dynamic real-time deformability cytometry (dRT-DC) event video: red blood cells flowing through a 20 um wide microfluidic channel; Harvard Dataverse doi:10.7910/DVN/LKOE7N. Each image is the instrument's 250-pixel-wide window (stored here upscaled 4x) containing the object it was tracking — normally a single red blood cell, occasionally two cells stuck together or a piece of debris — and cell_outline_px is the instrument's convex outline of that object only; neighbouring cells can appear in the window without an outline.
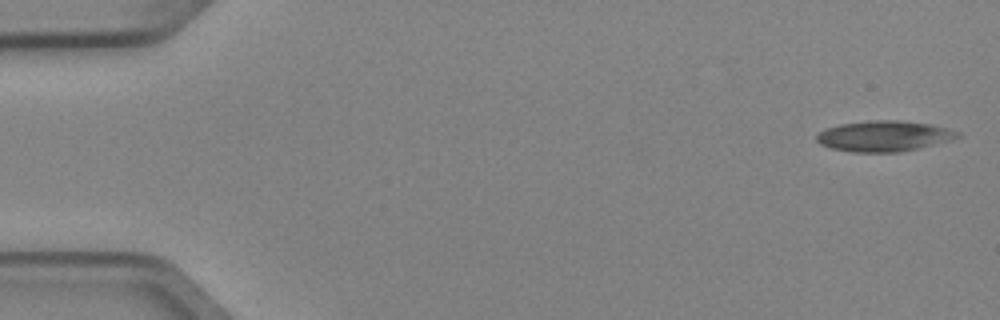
{"species": "Egyptian fruit bat (a non-hibernating species)", "species_latin": "Rousettus aegyptiacus", "temperature_condition": "cold", "stored_images_in_passage": 4, "camera_frame_rate_fps": 3000, "um_per_image_px": 0.085, "animal": {"sex": "female"}, "frame": {"image": 1, "passage_image": 1, "time_ms": 0.0, "image_size_px": [1000, 320], "cell_outline_px": [[960, 136], [952, 140], [900, 152], [852, 152], [832, 148], [820, 144], [816, 140], [816, 136], [820, 132], [828, 128], [840, 124], [872, 120], [900, 120], [932, 124], [948, 128], [960, 132]], "centroid_in_image_um": [75.17, 11.56], "position_along_channel_um": 9.8, "area_um2": 25.14}}